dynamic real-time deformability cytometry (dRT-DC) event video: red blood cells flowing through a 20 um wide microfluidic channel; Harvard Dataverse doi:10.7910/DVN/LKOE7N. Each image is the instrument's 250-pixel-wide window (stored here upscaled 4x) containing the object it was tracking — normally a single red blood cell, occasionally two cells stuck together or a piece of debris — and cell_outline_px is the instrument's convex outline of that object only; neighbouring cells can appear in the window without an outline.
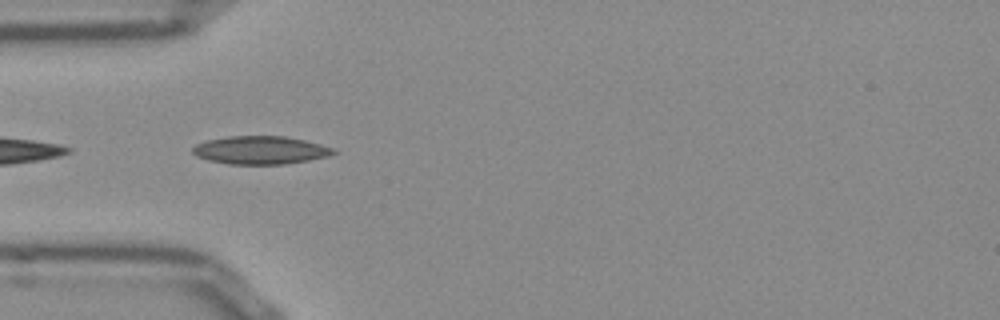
{"species": "Egyptian fruit bat (a non-hibernating species)", "species_latin": "Rousettus aegyptiacus", "temperature_condition": "room temperature", "stored_images_in_passage": 23, "camera_frame_rate_fps": 3000, "um_per_image_px": 0.085, "frame": {"image": 1, "passage_image": 1, "time_ms": 0.0, "image_size_px": [1000, 320], "cell_outline_px": [[336, 152], [328, 156], [308, 160], [284, 164], [228, 164], [208, 160], [196, 156], [192, 152], [192, 148], [196, 144], [208, 140], [228, 136], [284, 136], [304, 140], [320, 144], [332, 148]], "centroid_in_image_um": [22.1, 12.76], "position_along_channel_um": 62.9, "area_um2": 22.89}}
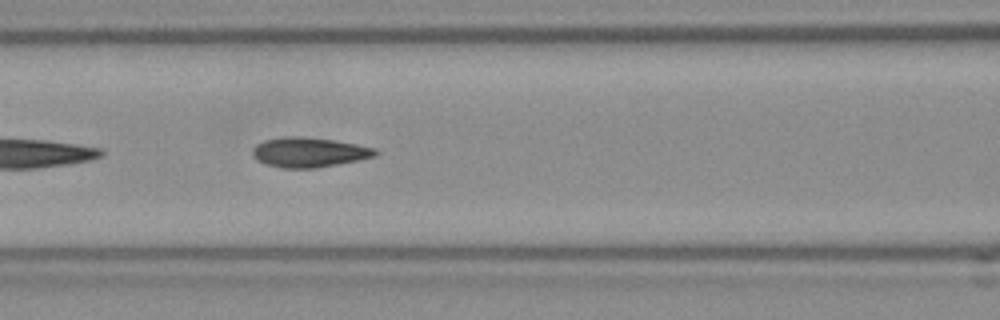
{"frame": {"image": 2, "passage_image": 7, "time_ms": 2.0, "image_size_px": [1000, 320], "cell_outline_px": [[380, 152], [372, 156], [356, 160], [336, 164], [312, 168], [284, 168], [268, 164], [256, 160], [252, 156], [252, 148], [256, 144], [264, 140], [284, 136], [300, 136], [332, 140], [356, 144], [376, 148]], "centroid_in_image_um": [26.21, 12.93], "position_along_channel_um": 140.4, "area_um2": 21.1}}
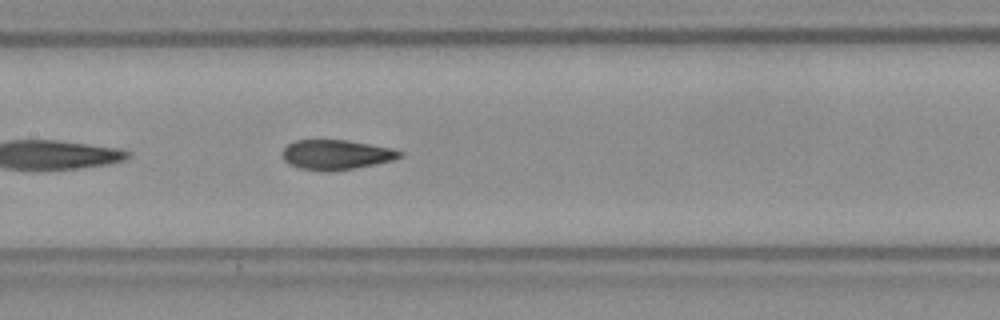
{"frame": {"image": 3, "passage_image": 10, "time_ms": 3.0, "image_size_px": [1000, 320], "cell_outline_px": [[404, 156], [392, 160], [352, 168], [300, 168], [288, 164], [284, 160], [284, 148], [288, 144], [296, 140], [348, 140], [392, 148], [404, 152]], "centroid_in_image_um": [28.62, 13.09], "position_along_channel_um": 178.8, "area_um2": 19.48}}